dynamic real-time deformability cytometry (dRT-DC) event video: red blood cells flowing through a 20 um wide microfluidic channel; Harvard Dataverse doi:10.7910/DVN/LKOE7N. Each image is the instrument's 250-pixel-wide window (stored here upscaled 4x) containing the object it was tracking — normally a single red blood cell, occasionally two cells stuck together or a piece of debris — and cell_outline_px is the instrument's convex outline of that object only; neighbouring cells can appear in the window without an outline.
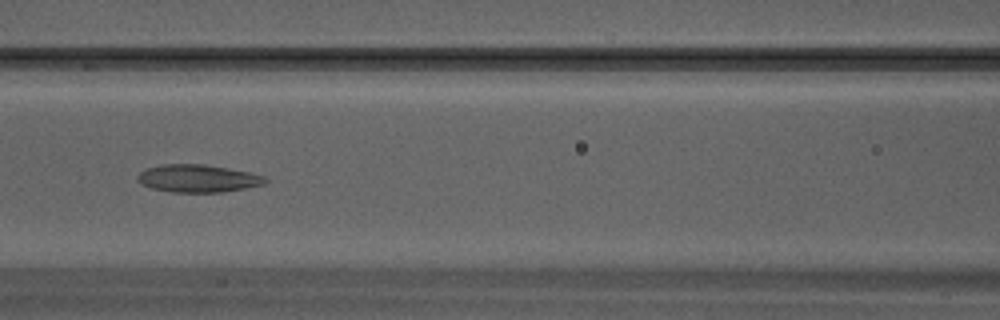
{"species": "Egyptian fruit bat (a non-hibernating species)", "species_latin": "Rousettus aegyptiacus", "temperature_condition": "warm", "stored_images_in_passage": 26, "camera_frame_rate_fps": 3000, "um_per_image_px": 0.085, "animal": {"sex": "male"}, "frame": {"image": 1, "passage_image": 8, "time_ms": 2.333, "image_size_px": [1000, 320], "cell_outline_px": [[268, 180], [264, 184], [244, 188], [220, 192], [172, 192], [152, 188], [136, 180], [136, 176], [140, 172], [148, 168], [164, 164], [204, 164], [228, 168], [248, 172], [264, 176]], "centroid_in_image_um": [16.81, 15.16], "position_along_channel_um": 149.8, "area_um2": 20.35}}
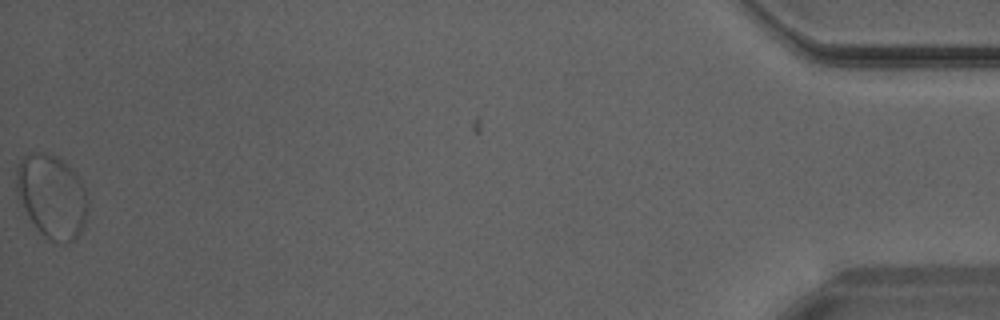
{"frame": {"image": 2, "passage_image": 26, "time_ms": 8.333, "image_size_px": [1000, 320], "cell_outline_px": [[88, 200], [84, 224], [80, 232], [72, 240], [64, 244], [60, 244], [44, 236], [40, 232], [28, 216], [20, 204], [16, 192], [16, 168], [20, 160], [32, 152], [44, 152], [56, 156], [64, 160], [76, 172], [84, 188]], "centroid_in_image_um": [4.39, 16.66], "position_along_channel_um": 430.8, "area_um2": 34.85}}